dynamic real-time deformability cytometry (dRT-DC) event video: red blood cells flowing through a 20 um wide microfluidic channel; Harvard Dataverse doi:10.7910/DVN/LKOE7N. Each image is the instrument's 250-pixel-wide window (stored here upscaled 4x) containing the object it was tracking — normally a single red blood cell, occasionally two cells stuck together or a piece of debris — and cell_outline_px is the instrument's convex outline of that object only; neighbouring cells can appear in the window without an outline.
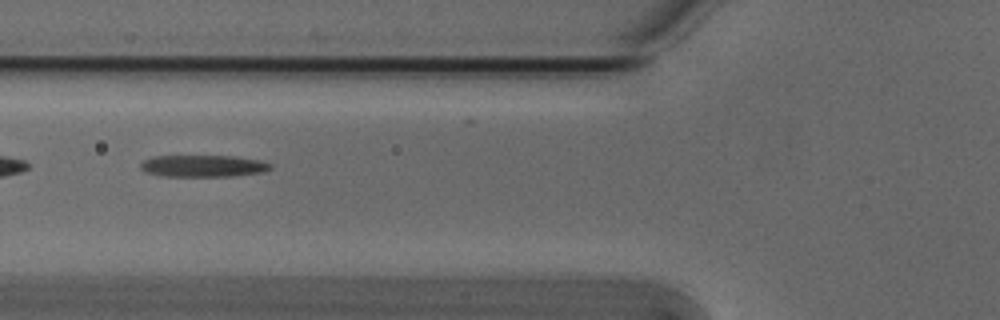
{"species": "Egyptian fruit bat (a non-hibernating species)", "species_latin": "Rousettus aegyptiacus", "temperature_condition": "cold", "stored_images_in_passage": 6, "camera_frame_rate_fps": 3000, "um_per_image_px": 0.085, "animal": {"sex": "male"}, "frame": {"image": 1, "passage_image": 3, "time_ms": 0.667, "image_size_px": [1000, 320], "cell_outline_px": [[272, 168], [260, 172], [232, 176], [164, 176], [148, 172], [140, 168], [140, 164], [144, 160], [152, 156], [236, 156], [260, 160], [272, 164]], "centroid_in_image_um": [17.28, 14.1], "position_along_channel_um": 108.5, "area_um2": 16.42}}
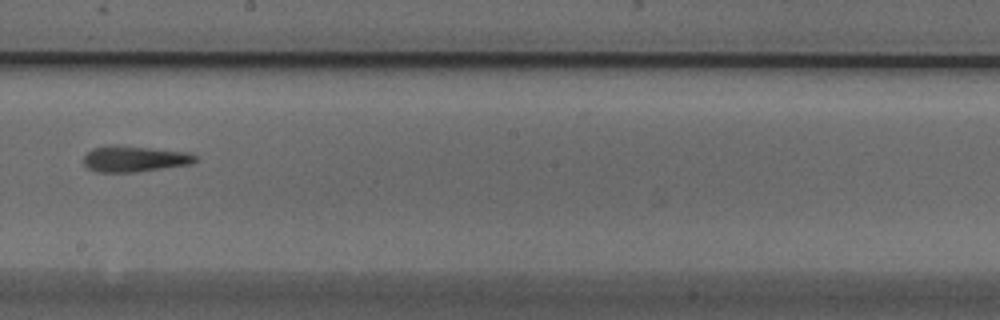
{"frame": {"image": 2, "passage_image": 6, "time_ms": 1.667, "image_size_px": [1000, 320], "cell_outline_px": [[200, 156], [192, 164], [136, 172], [96, 172], [88, 168], [84, 164], [84, 156], [92, 148], [108, 144], [152, 148], [188, 152]], "centroid_in_image_um": [11.44, 13.5], "position_along_channel_um": 236.8, "area_um2": 17.11}}